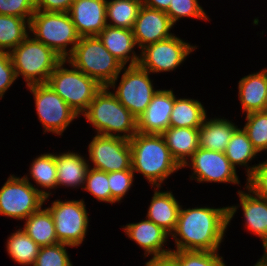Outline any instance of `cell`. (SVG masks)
<instances>
[{
  "instance_id": "cell-25",
  "label": "cell",
  "mask_w": 267,
  "mask_h": 266,
  "mask_svg": "<svg viewBox=\"0 0 267 266\" xmlns=\"http://www.w3.org/2000/svg\"><path fill=\"white\" fill-rule=\"evenodd\" d=\"M57 169V186L84 187L86 175L90 168L83 156L75 152H65L55 155Z\"/></svg>"
},
{
  "instance_id": "cell-16",
  "label": "cell",
  "mask_w": 267,
  "mask_h": 266,
  "mask_svg": "<svg viewBox=\"0 0 267 266\" xmlns=\"http://www.w3.org/2000/svg\"><path fill=\"white\" fill-rule=\"evenodd\" d=\"M173 105V90H157L145 112L137 119L138 132L161 135L170 127Z\"/></svg>"
},
{
  "instance_id": "cell-1",
  "label": "cell",
  "mask_w": 267,
  "mask_h": 266,
  "mask_svg": "<svg viewBox=\"0 0 267 266\" xmlns=\"http://www.w3.org/2000/svg\"><path fill=\"white\" fill-rule=\"evenodd\" d=\"M238 206L180 208L174 232L178 250L218 251ZM179 237V238H178Z\"/></svg>"
},
{
  "instance_id": "cell-6",
  "label": "cell",
  "mask_w": 267,
  "mask_h": 266,
  "mask_svg": "<svg viewBox=\"0 0 267 266\" xmlns=\"http://www.w3.org/2000/svg\"><path fill=\"white\" fill-rule=\"evenodd\" d=\"M35 40L54 50L66 60L79 42L75 25L68 12H44L36 10L30 20V30ZM71 48H67L68 45Z\"/></svg>"
},
{
  "instance_id": "cell-14",
  "label": "cell",
  "mask_w": 267,
  "mask_h": 266,
  "mask_svg": "<svg viewBox=\"0 0 267 266\" xmlns=\"http://www.w3.org/2000/svg\"><path fill=\"white\" fill-rule=\"evenodd\" d=\"M184 166L192 167L193 177L197 182H218L239 184L236 169L223 152L198 148Z\"/></svg>"
},
{
  "instance_id": "cell-15",
  "label": "cell",
  "mask_w": 267,
  "mask_h": 266,
  "mask_svg": "<svg viewBox=\"0 0 267 266\" xmlns=\"http://www.w3.org/2000/svg\"><path fill=\"white\" fill-rule=\"evenodd\" d=\"M174 24L165 11L142 5L133 27V35L138 48L172 37L170 32Z\"/></svg>"
},
{
  "instance_id": "cell-37",
  "label": "cell",
  "mask_w": 267,
  "mask_h": 266,
  "mask_svg": "<svg viewBox=\"0 0 267 266\" xmlns=\"http://www.w3.org/2000/svg\"><path fill=\"white\" fill-rule=\"evenodd\" d=\"M166 14L173 24L184 17L209 19L203 8L199 5L198 0H171Z\"/></svg>"
},
{
  "instance_id": "cell-27",
  "label": "cell",
  "mask_w": 267,
  "mask_h": 266,
  "mask_svg": "<svg viewBox=\"0 0 267 266\" xmlns=\"http://www.w3.org/2000/svg\"><path fill=\"white\" fill-rule=\"evenodd\" d=\"M204 106L195 99H177L174 94V105L170 115L171 127L199 128L207 118Z\"/></svg>"
},
{
  "instance_id": "cell-2",
  "label": "cell",
  "mask_w": 267,
  "mask_h": 266,
  "mask_svg": "<svg viewBox=\"0 0 267 266\" xmlns=\"http://www.w3.org/2000/svg\"><path fill=\"white\" fill-rule=\"evenodd\" d=\"M129 143L133 172L144 175L152 187L161 188L166 178L182 168L171 155L162 135L137 132Z\"/></svg>"
},
{
  "instance_id": "cell-23",
  "label": "cell",
  "mask_w": 267,
  "mask_h": 266,
  "mask_svg": "<svg viewBox=\"0 0 267 266\" xmlns=\"http://www.w3.org/2000/svg\"><path fill=\"white\" fill-rule=\"evenodd\" d=\"M171 155L183 167L199 148L198 128L169 127L161 134ZM188 159V160H187Z\"/></svg>"
},
{
  "instance_id": "cell-26",
  "label": "cell",
  "mask_w": 267,
  "mask_h": 266,
  "mask_svg": "<svg viewBox=\"0 0 267 266\" xmlns=\"http://www.w3.org/2000/svg\"><path fill=\"white\" fill-rule=\"evenodd\" d=\"M40 247L58 244L52 214L42 207L25 219L21 228Z\"/></svg>"
},
{
  "instance_id": "cell-8",
  "label": "cell",
  "mask_w": 267,
  "mask_h": 266,
  "mask_svg": "<svg viewBox=\"0 0 267 266\" xmlns=\"http://www.w3.org/2000/svg\"><path fill=\"white\" fill-rule=\"evenodd\" d=\"M50 194L33 186L27 175H10L0 189V215L25 220L42 207Z\"/></svg>"
},
{
  "instance_id": "cell-22",
  "label": "cell",
  "mask_w": 267,
  "mask_h": 266,
  "mask_svg": "<svg viewBox=\"0 0 267 266\" xmlns=\"http://www.w3.org/2000/svg\"><path fill=\"white\" fill-rule=\"evenodd\" d=\"M245 189L249 192L238 191L245 226L249 231L259 236L262 245H264L267 243V199L255 195L246 186Z\"/></svg>"
},
{
  "instance_id": "cell-21",
  "label": "cell",
  "mask_w": 267,
  "mask_h": 266,
  "mask_svg": "<svg viewBox=\"0 0 267 266\" xmlns=\"http://www.w3.org/2000/svg\"><path fill=\"white\" fill-rule=\"evenodd\" d=\"M158 188L154 190L147 212V219L171 235L176 228L181 206L172 192H160Z\"/></svg>"
},
{
  "instance_id": "cell-13",
  "label": "cell",
  "mask_w": 267,
  "mask_h": 266,
  "mask_svg": "<svg viewBox=\"0 0 267 266\" xmlns=\"http://www.w3.org/2000/svg\"><path fill=\"white\" fill-rule=\"evenodd\" d=\"M88 147L93 168L107 173L132 169L129 140L96 134Z\"/></svg>"
},
{
  "instance_id": "cell-36",
  "label": "cell",
  "mask_w": 267,
  "mask_h": 266,
  "mask_svg": "<svg viewBox=\"0 0 267 266\" xmlns=\"http://www.w3.org/2000/svg\"><path fill=\"white\" fill-rule=\"evenodd\" d=\"M67 246L73 247L65 243L41 247L33 266H73L66 251Z\"/></svg>"
},
{
  "instance_id": "cell-35",
  "label": "cell",
  "mask_w": 267,
  "mask_h": 266,
  "mask_svg": "<svg viewBox=\"0 0 267 266\" xmlns=\"http://www.w3.org/2000/svg\"><path fill=\"white\" fill-rule=\"evenodd\" d=\"M83 189L90 192L97 200L111 203V190L107 172L89 168Z\"/></svg>"
},
{
  "instance_id": "cell-30",
  "label": "cell",
  "mask_w": 267,
  "mask_h": 266,
  "mask_svg": "<svg viewBox=\"0 0 267 266\" xmlns=\"http://www.w3.org/2000/svg\"><path fill=\"white\" fill-rule=\"evenodd\" d=\"M141 6L142 0L106 1L107 25L132 30Z\"/></svg>"
},
{
  "instance_id": "cell-39",
  "label": "cell",
  "mask_w": 267,
  "mask_h": 266,
  "mask_svg": "<svg viewBox=\"0 0 267 266\" xmlns=\"http://www.w3.org/2000/svg\"><path fill=\"white\" fill-rule=\"evenodd\" d=\"M35 11V0H0V15L17 16L30 21Z\"/></svg>"
},
{
  "instance_id": "cell-5",
  "label": "cell",
  "mask_w": 267,
  "mask_h": 266,
  "mask_svg": "<svg viewBox=\"0 0 267 266\" xmlns=\"http://www.w3.org/2000/svg\"><path fill=\"white\" fill-rule=\"evenodd\" d=\"M16 78L26 86L47 83L53 70L64 60L54 50L29 35L9 52Z\"/></svg>"
},
{
  "instance_id": "cell-4",
  "label": "cell",
  "mask_w": 267,
  "mask_h": 266,
  "mask_svg": "<svg viewBox=\"0 0 267 266\" xmlns=\"http://www.w3.org/2000/svg\"><path fill=\"white\" fill-rule=\"evenodd\" d=\"M66 60L71 66L109 89L110 87L115 89L116 81L124 67L97 36L80 37L72 54Z\"/></svg>"
},
{
  "instance_id": "cell-7",
  "label": "cell",
  "mask_w": 267,
  "mask_h": 266,
  "mask_svg": "<svg viewBox=\"0 0 267 266\" xmlns=\"http://www.w3.org/2000/svg\"><path fill=\"white\" fill-rule=\"evenodd\" d=\"M63 60L51 73L47 84L76 112L83 115L95 95L102 89L96 80L72 66L65 68Z\"/></svg>"
},
{
  "instance_id": "cell-9",
  "label": "cell",
  "mask_w": 267,
  "mask_h": 266,
  "mask_svg": "<svg viewBox=\"0 0 267 266\" xmlns=\"http://www.w3.org/2000/svg\"><path fill=\"white\" fill-rule=\"evenodd\" d=\"M34 96L39 121L44 132L62 135L70 123L79 116L76 112L47 84L27 86Z\"/></svg>"
},
{
  "instance_id": "cell-28",
  "label": "cell",
  "mask_w": 267,
  "mask_h": 266,
  "mask_svg": "<svg viewBox=\"0 0 267 266\" xmlns=\"http://www.w3.org/2000/svg\"><path fill=\"white\" fill-rule=\"evenodd\" d=\"M226 158L236 169V165L246 168L247 177H249L258 166H249L248 163L257 156L258 152L253 148L251 141L248 139L247 133L243 128H237L231 136L229 143L224 151Z\"/></svg>"
},
{
  "instance_id": "cell-11",
  "label": "cell",
  "mask_w": 267,
  "mask_h": 266,
  "mask_svg": "<svg viewBox=\"0 0 267 266\" xmlns=\"http://www.w3.org/2000/svg\"><path fill=\"white\" fill-rule=\"evenodd\" d=\"M122 70L121 81L113 94L138 119L157 90L153 88L150 73L139 65L124 66Z\"/></svg>"
},
{
  "instance_id": "cell-38",
  "label": "cell",
  "mask_w": 267,
  "mask_h": 266,
  "mask_svg": "<svg viewBox=\"0 0 267 266\" xmlns=\"http://www.w3.org/2000/svg\"><path fill=\"white\" fill-rule=\"evenodd\" d=\"M134 172L132 169L108 173V183L111 190V204L120 202L132 187Z\"/></svg>"
},
{
  "instance_id": "cell-3",
  "label": "cell",
  "mask_w": 267,
  "mask_h": 266,
  "mask_svg": "<svg viewBox=\"0 0 267 266\" xmlns=\"http://www.w3.org/2000/svg\"><path fill=\"white\" fill-rule=\"evenodd\" d=\"M83 116L99 135L130 140L138 132L137 118L117 100L108 87H102L95 95Z\"/></svg>"
},
{
  "instance_id": "cell-20",
  "label": "cell",
  "mask_w": 267,
  "mask_h": 266,
  "mask_svg": "<svg viewBox=\"0 0 267 266\" xmlns=\"http://www.w3.org/2000/svg\"><path fill=\"white\" fill-rule=\"evenodd\" d=\"M238 90L243 113L267 110V69L241 78Z\"/></svg>"
},
{
  "instance_id": "cell-34",
  "label": "cell",
  "mask_w": 267,
  "mask_h": 266,
  "mask_svg": "<svg viewBox=\"0 0 267 266\" xmlns=\"http://www.w3.org/2000/svg\"><path fill=\"white\" fill-rule=\"evenodd\" d=\"M170 256L179 266H226L217 251L178 250Z\"/></svg>"
},
{
  "instance_id": "cell-43",
  "label": "cell",
  "mask_w": 267,
  "mask_h": 266,
  "mask_svg": "<svg viewBox=\"0 0 267 266\" xmlns=\"http://www.w3.org/2000/svg\"><path fill=\"white\" fill-rule=\"evenodd\" d=\"M146 266H179L178 263L170 256L158 257V258H151L147 263Z\"/></svg>"
},
{
  "instance_id": "cell-40",
  "label": "cell",
  "mask_w": 267,
  "mask_h": 266,
  "mask_svg": "<svg viewBox=\"0 0 267 266\" xmlns=\"http://www.w3.org/2000/svg\"><path fill=\"white\" fill-rule=\"evenodd\" d=\"M246 187L255 195L267 199V160L259 163L247 178Z\"/></svg>"
},
{
  "instance_id": "cell-10",
  "label": "cell",
  "mask_w": 267,
  "mask_h": 266,
  "mask_svg": "<svg viewBox=\"0 0 267 266\" xmlns=\"http://www.w3.org/2000/svg\"><path fill=\"white\" fill-rule=\"evenodd\" d=\"M52 214L55 232L59 243L73 247L81 245L87 234L89 218L84 200L52 202L47 207Z\"/></svg>"
},
{
  "instance_id": "cell-29",
  "label": "cell",
  "mask_w": 267,
  "mask_h": 266,
  "mask_svg": "<svg viewBox=\"0 0 267 266\" xmlns=\"http://www.w3.org/2000/svg\"><path fill=\"white\" fill-rule=\"evenodd\" d=\"M28 30L30 21L26 18L0 15V51L10 52L17 47L29 35Z\"/></svg>"
},
{
  "instance_id": "cell-24",
  "label": "cell",
  "mask_w": 267,
  "mask_h": 266,
  "mask_svg": "<svg viewBox=\"0 0 267 266\" xmlns=\"http://www.w3.org/2000/svg\"><path fill=\"white\" fill-rule=\"evenodd\" d=\"M237 128L238 126L227 119L205 118L202 126L198 128L199 148L224 153Z\"/></svg>"
},
{
  "instance_id": "cell-45",
  "label": "cell",
  "mask_w": 267,
  "mask_h": 266,
  "mask_svg": "<svg viewBox=\"0 0 267 266\" xmlns=\"http://www.w3.org/2000/svg\"><path fill=\"white\" fill-rule=\"evenodd\" d=\"M264 248V254L261 257V260L267 265V243L263 245Z\"/></svg>"
},
{
  "instance_id": "cell-44",
  "label": "cell",
  "mask_w": 267,
  "mask_h": 266,
  "mask_svg": "<svg viewBox=\"0 0 267 266\" xmlns=\"http://www.w3.org/2000/svg\"><path fill=\"white\" fill-rule=\"evenodd\" d=\"M170 1L171 0H142V5L166 12L169 8Z\"/></svg>"
},
{
  "instance_id": "cell-41",
  "label": "cell",
  "mask_w": 267,
  "mask_h": 266,
  "mask_svg": "<svg viewBox=\"0 0 267 266\" xmlns=\"http://www.w3.org/2000/svg\"><path fill=\"white\" fill-rule=\"evenodd\" d=\"M16 79L9 52L0 51V99Z\"/></svg>"
},
{
  "instance_id": "cell-18",
  "label": "cell",
  "mask_w": 267,
  "mask_h": 266,
  "mask_svg": "<svg viewBox=\"0 0 267 266\" xmlns=\"http://www.w3.org/2000/svg\"><path fill=\"white\" fill-rule=\"evenodd\" d=\"M122 229L130 239L143 248L145 256L152 254V258H158L168 256L172 252L171 249L163 247L170 235L147 218L138 223H129Z\"/></svg>"
},
{
  "instance_id": "cell-19",
  "label": "cell",
  "mask_w": 267,
  "mask_h": 266,
  "mask_svg": "<svg viewBox=\"0 0 267 266\" xmlns=\"http://www.w3.org/2000/svg\"><path fill=\"white\" fill-rule=\"evenodd\" d=\"M97 37L104 47L124 66L128 61L130 62L129 66L138 65L140 56L134 52L137 44L133 30L107 25Z\"/></svg>"
},
{
  "instance_id": "cell-33",
  "label": "cell",
  "mask_w": 267,
  "mask_h": 266,
  "mask_svg": "<svg viewBox=\"0 0 267 266\" xmlns=\"http://www.w3.org/2000/svg\"><path fill=\"white\" fill-rule=\"evenodd\" d=\"M243 130L247 133L253 148L260 153L267 150V110L246 114Z\"/></svg>"
},
{
  "instance_id": "cell-12",
  "label": "cell",
  "mask_w": 267,
  "mask_h": 266,
  "mask_svg": "<svg viewBox=\"0 0 267 266\" xmlns=\"http://www.w3.org/2000/svg\"><path fill=\"white\" fill-rule=\"evenodd\" d=\"M195 49L197 47L173 35L142 48L138 65L149 73L170 72Z\"/></svg>"
},
{
  "instance_id": "cell-42",
  "label": "cell",
  "mask_w": 267,
  "mask_h": 266,
  "mask_svg": "<svg viewBox=\"0 0 267 266\" xmlns=\"http://www.w3.org/2000/svg\"><path fill=\"white\" fill-rule=\"evenodd\" d=\"M74 0H35L36 10L44 12H69Z\"/></svg>"
},
{
  "instance_id": "cell-17",
  "label": "cell",
  "mask_w": 267,
  "mask_h": 266,
  "mask_svg": "<svg viewBox=\"0 0 267 266\" xmlns=\"http://www.w3.org/2000/svg\"><path fill=\"white\" fill-rule=\"evenodd\" d=\"M107 0H74L69 10L80 37L97 36L106 26Z\"/></svg>"
},
{
  "instance_id": "cell-31",
  "label": "cell",
  "mask_w": 267,
  "mask_h": 266,
  "mask_svg": "<svg viewBox=\"0 0 267 266\" xmlns=\"http://www.w3.org/2000/svg\"><path fill=\"white\" fill-rule=\"evenodd\" d=\"M40 248L22 229L11 234L6 245L10 257L25 266H33Z\"/></svg>"
},
{
  "instance_id": "cell-32",
  "label": "cell",
  "mask_w": 267,
  "mask_h": 266,
  "mask_svg": "<svg viewBox=\"0 0 267 266\" xmlns=\"http://www.w3.org/2000/svg\"><path fill=\"white\" fill-rule=\"evenodd\" d=\"M29 172L37 185L46 189H55L57 187L55 153H44L36 157Z\"/></svg>"
}]
</instances>
